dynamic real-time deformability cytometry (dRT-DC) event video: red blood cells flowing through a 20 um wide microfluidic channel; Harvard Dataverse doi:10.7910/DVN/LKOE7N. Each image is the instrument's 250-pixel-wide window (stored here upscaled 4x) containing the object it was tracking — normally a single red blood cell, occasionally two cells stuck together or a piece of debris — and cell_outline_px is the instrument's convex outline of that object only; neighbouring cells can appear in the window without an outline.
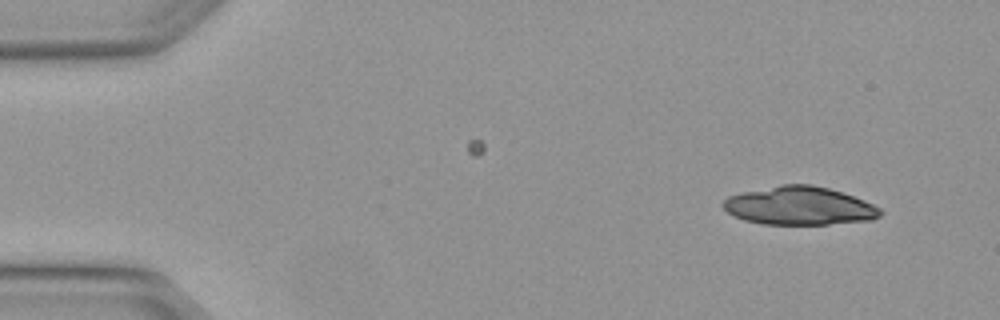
{"species": "Egyptian fruit bat (a non-hibernating species)", "species_latin": "Rousettus aegyptiacus", "temperature_condition": "warm", "stored_images_in_passage": 3, "camera_frame_rate_fps": 3000, "um_per_image_px": 0.085, "animal": {"sex": "female"}, "frame": {"image": 1, "passage_image": 1, "time_ms": 0.0, "image_size_px": [1000, 320], "cell_outline_px": [[884, 212], [880, 216], [872, 220], [828, 224], [764, 224], [744, 220], [728, 212], [720, 204], [728, 196], [744, 192], [784, 184], [812, 184], [828, 188], [864, 200], [880, 208]], "centroid_in_image_um": [67.96, 17.5], "position_along_channel_um": 17.0, "area_um2": 34.85}}